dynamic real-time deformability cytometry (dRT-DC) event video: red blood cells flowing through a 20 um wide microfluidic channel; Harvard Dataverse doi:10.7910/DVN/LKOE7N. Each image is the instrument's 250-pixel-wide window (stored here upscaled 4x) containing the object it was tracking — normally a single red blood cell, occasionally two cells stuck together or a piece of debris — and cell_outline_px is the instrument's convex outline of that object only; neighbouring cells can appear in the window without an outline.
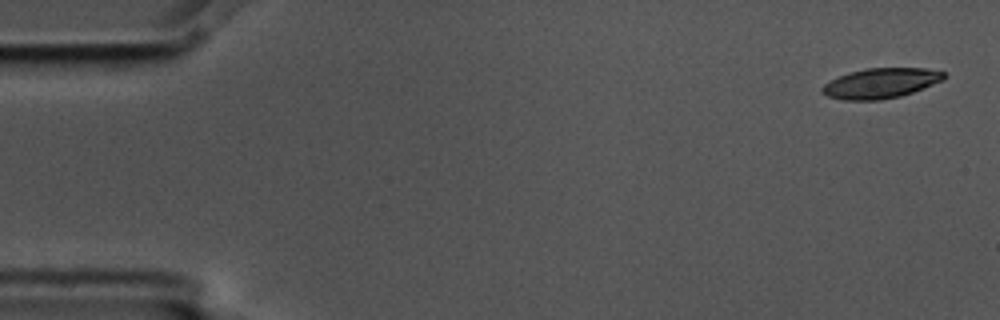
{"species": "common noctule bat (a hibernating species)", "species_latin": "Nyctalus noctula", "temperature_condition": "cold", "stored_images_in_passage": 5, "camera_frame_rate_fps": 3000, "um_per_image_px": 0.085, "animal": {"sex": "male", "body_mass_g": 17.5, "forearm_length_mm": 52.3}, "frame": {"image": 1, "passage_image": 1, "time_ms": 0.0, "image_size_px": [1000, 320], "cell_outline_px": [[944, 80], [912, 92], [900, 96], [880, 100], [840, 100], [828, 96], [820, 92], [820, 88], [824, 84], [848, 72], [868, 68], [924, 68], [944, 72]], "centroid_in_image_um": [74.82, 7.08], "position_along_channel_um": 10.2, "area_um2": 21.27}}
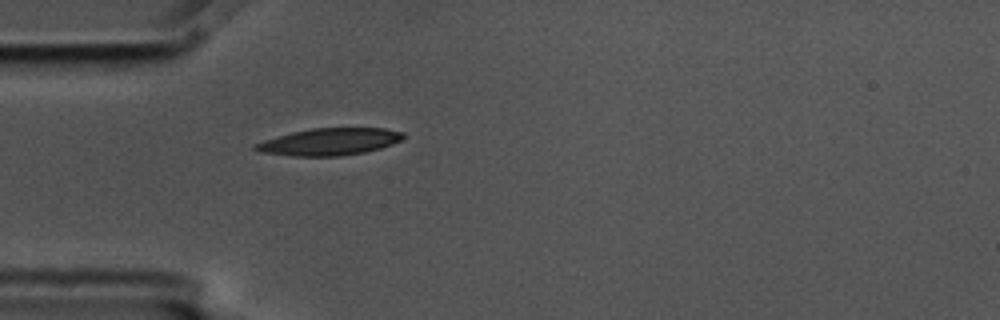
{"frame": {"image": 2, "passage_image": 5, "time_ms": 1.333, "image_size_px": [1000, 320], "cell_outline_px": [[404, 136], [400, 140], [392, 144], [380, 148], [364, 152], [340, 156], [292, 156], [260, 152], [252, 148], [252, 144], [264, 140], [292, 132], [312, 128], [384, 128], [404, 132]], "centroid_in_image_um": [27.97, 12.05], "position_along_channel_um": 57.0, "area_um2": 23.29}}